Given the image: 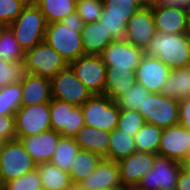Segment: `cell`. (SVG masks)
<instances>
[{
  "mask_svg": "<svg viewBox=\"0 0 190 190\" xmlns=\"http://www.w3.org/2000/svg\"><path fill=\"white\" fill-rule=\"evenodd\" d=\"M181 163L155 154L154 168L140 180L136 190H176Z\"/></svg>",
  "mask_w": 190,
  "mask_h": 190,
  "instance_id": "8",
  "label": "cell"
},
{
  "mask_svg": "<svg viewBox=\"0 0 190 190\" xmlns=\"http://www.w3.org/2000/svg\"><path fill=\"white\" fill-rule=\"evenodd\" d=\"M117 4L124 6H141L140 0H114Z\"/></svg>",
  "mask_w": 190,
  "mask_h": 190,
  "instance_id": "45",
  "label": "cell"
},
{
  "mask_svg": "<svg viewBox=\"0 0 190 190\" xmlns=\"http://www.w3.org/2000/svg\"><path fill=\"white\" fill-rule=\"evenodd\" d=\"M160 93L178 101L190 97V66L171 70Z\"/></svg>",
  "mask_w": 190,
  "mask_h": 190,
  "instance_id": "26",
  "label": "cell"
},
{
  "mask_svg": "<svg viewBox=\"0 0 190 190\" xmlns=\"http://www.w3.org/2000/svg\"><path fill=\"white\" fill-rule=\"evenodd\" d=\"M170 72V67L160 59L144 55L135 70L136 82L149 92L160 93Z\"/></svg>",
  "mask_w": 190,
  "mask_h": 190,
  "instance_id": "17",
  "label": "cell"
},
{
  "mask_svg": "<svg viewBox=\"0 0 190 190\" xmlns=\"http://www.w3.org/2000/svg\"><path fill=\"white\" fill-rule=\"evenodd\" d=\"M176 190H190V170L185 167H181Z\"/></svg>",
  "mask_w": 190,
  "mask_h": 190,
  "instance_id": "43",
  "label": "cell"
},
{
  "mask_svg": "<svg viewBox=\"0 0 190 190\" xmlns=\"http://www.w3.org/2000/svg\"><path fill=\"white\" fill-rule=\"evenodd\" d=\"M47 22L40 8L30 0L8 27L26 52L44 41Z\"/></svg>",
  "mask_w": 190,
  "mask_h": 190,
  "instance_id": "3",
  "label": "cell"
},
{
  "mask_svg": "<svg viewBox=\"0 0 190 190\" xmlns=\"http://www.w3.org/2000/svg\"><path fill=\"white\" fill-rule=\"evenodd\" d=\"M81 108L86 126L110 132L117 127L120 108L116 101H112L109 97L92 95Z\"/></svg>",
  "mask_w": 190,
  "mask_h": 190,
  "instance_id": "5",
  "label": "cell"
},
{
  "mask_svg": "<svg viewBox=\"0 0 190 190\" xmlns=\"http://www.w3.org/2000/svg\"><path fill=\"white\" fill-rule=\"evenodd\" d=\"M103 11L99 22L109 32L113 40L124 39L129 18L135 14L141 6H124L114 0H103Z\"/></svg>",
  "mask_w": 190,
  "mask_h": 190,
  "instance_id": "15",
  "label": "cell"
},
{
  "mask_svg": "<svg viewBox=\"0 0 190 190\" xmlns=\"http://www.w3.org/2000/svg\"><path fill=\"white\" fill-rule=\"evenodd\" d=\"M76 77L92 95H103L106 65L100 55H83L69 64Z\"/></svg>",
  "mask_w": 190,
  "mask_h": 190,
  "instance_id": "11",
  "label": "cell"
},
{
  "mask_svg": "<svg viewBox=\"0 0 190 190\" xmlns=\"http://www.w3.org/2000/svg\"><path fill=\"white\" fill-rule=\"evenodd\" d=\"M24 62L28 73L50 80L69 66L65 59L44 41L25 52Z\"/></svg>",
  "mask_w": 190,
  "mask_h": 190,
  "instance_id": "7",
  "label": "cell"
},
{
  "mask_svg": "<svg viewBox=\"0 0 190 190\" xmlns=\"http://www.w3.org/2000/svg\"><path fill=\"white\" fill-rule=\"evenodd\" d=\"M28 74L25 62H8L0 59V88L11 83H22Z\"/></svg>",
  "mask_w": 190,
  "mask_h": 190,
  "instance_id": "35",
  "label": "cell"
},
{
  "mask_svg": "<svg viewBox=\"0 0 190 190\" xmlns=\"http://www.w3.org/2000/svg\"><path fill=\"white\" fill-rule=\"evenodd\" d=\"M144 55L160 59L171 70L190 66V38L185 33L156 31L145 48Z\"/></svg>",
  "mask_w": 190,
  "mask_h": 190,
  "instance_id": "2",
  "label": "cell"
},
{
  "mask_svg": "<svg viewBox=\"0 0 190 190\" xmlns=\"http://www.w3.org/2000/svg\"><path fill=\"white\" fill-rule=\"evenodd\" d=\"M121 190H136L135 188H123Z\"/></svg>",
  "mask_w": 190,
  "mask_h": 190,
  "instance_id": "52",
  "label": "cell"
},
{
  "mask_svg": "<svg viewBox=\"0 0 190 190\" xmlns=\"http://www.w3.org/2000/svg\"><path fill=\"white\" fill-rule=\"evenodd\" d=\"M51 99V80L28 73L22 82V106L49 103Z\"/></svg>",
  "mask_w": 190,
  "mask_h": 190,
  "instance_id": "22",
  "label": "cell"
},
{
  "mask_svg": "<svg viewBox=\"0 0 190 190\" xmlns=\"http://www.w3.org/2000/svg\"><path fill=\"white\" fill-rule=\"evenodd\" d=\"M155 154L135 151L117 161L121 184L124 188H136L149 170L154 168Z\"/></svg>",
  "mask_w": 190,
  "mask_h": 190,
  "instance_id": "14",
  "label": "cell"
},
{
  "mask_svg": "<svg viewBox=\"0 0 190 190\" xmlns=\"http://www.w3.org/2000/svg\"><path fill=\"white\" fill-rule=\"evenodd\" d=\"M43 13L47 24L60 22L76 11L77 0H33Z\"/></svg>",
  "mask_w": 190,
  "mask_h": 190,
  "instance_id": "30",
  "label": "cell"
},
{
  "mask_svg": "<svg viewBox=\"0 0 190 190\" xmlns=\"http://www.w3.org/2000/svg\"><path fill=\"white\" fill-rule=\"evenodd\" d=\"M79 151L80 147L73 137L61 136L50 162L69 173L71 163Z\"/></svg>",
  "mask_w": 190,
  "mask_h": 190,
  "instance_id": "31",
  "label": "cell"
},
{
  "mask_svg": "<svg viewBox=\"0 0 190 190\" xmlns=\"http://www.w3.org/2000/svg\"><path fill=\"white\" fill-rule=\"evenodd\" d=\"M145 120L139 111L131 109H120L117 128L131 136H135L139 129L145 124Z\"/></svg>",
  "mask_w": 190,
  "mask_h": 190,
  "instance_id": "37",
  "label": "cell"
},
{
  "mask_svg": "<svg viewBox=\"0 0 190 190\" xmlns=\"http://www.w3.org/2000/svg\"><path fill=\"white\" fill-rule=\"evenodd\" d=\"M100 56L106 68L136 70L144 56V50L130 44L125 39H119L107 45Z\"/></svg>",
  "mask_w": 190,
  "mask_h": 190,
  "instance_id": "13",
  "label": "cell"
},
{
  "mask_svg": "<svg viewBox=\"0 0 190 190\" xmlns=\"http://www.w3.org/2000/svg\"><path fill=\"white\" fill-rule=\"evenodd\" d=\"M152 13L157 31L169 34L184 33L187 10L159 3L152 6Z\"/></svg>",
  "mask_w": 190,
  "mask_h": 190,
  "instance_id": "21",
  "label": "cell"
},
{
  "mask_svg": "<svg viewBox=\"0 0 190 190\" xmlns=\"http://www.w3.org/2000/svg\"><path fill=\"white\" fill-rule=\"evenodd\" d=\"M22 83H11L0 88V115H13L22 106Z\"/></svg>",
  "mask_w": 190,
  "mask_h": 190,
  "instance_id": "34",
  "label": "cell"
},
{
  "mask_svg": "<svg viewBox=\"0 0 190 190\" xmlns=\"http://www.w3.org/2000/svg\"><path fill=\"white\" fill-rule=\"evenodd\" d=\"M52 98L81 106L88 100L92 93L76 77L70 66L59 71L51 79Z\"/></svg>",
  "mask_w": 190,
  "mask_h": 190,
  "instance_id": "10",
  "label": "cell"
},
{
  "mask_svg": "<svg viewBox=\"0 0 190 190\" xmlns=\"http://www.w3.org/2000/svg\"><path fill=\"white\" fill-rule=\"evenodd\" d=\"M136 151L134 136H131L118 129L117 127L111 132L108 153L106 159L119 161Z\"/></svg>",
  "mask_w": 190,
  "mask_h": 190,
  "instance_id": "29",
  "label": "cell"
},
{
  "mask_svg": "<svg viewBox=\"0 0 190 190\" xmlns=\"http://www.w3.org/2000/svg\"><path fill=\"white\" fill-rule=\"evenodd\" d=\"M84 21L75 11L60 22L46 26L44 42L56 50L70 64L84 55L81 30Z\"/></svg>",
  "mask_w": 190,
  "mask_h": 190,
  "instance_id": "1",
  "label": "cell"
},
{
  "mask_svg": "<svg viewBox=\"0 0 190 190\" xmlns=\"http://www.w3.org/2000/svg\"><path fill=\"white\" fill-rule=\"evenodd\" d=\"M163 128L145 123L134 136L136 151L158 154Z\"/></svg>",
  "mask_w": 190,
  "mask_h": 190,
  "instance_id": "32",
  "label": "cell"
},
{
  "mask_svg": "<svg viewBox=\"0 0 190 190\" xmlns=\"http://www.w3.org/2000/svg\"><path fill=\"white\" fill-rule=\"evenodd\" d=\"M110 137V131L95 129L86 125L73 136L81 150L94 152L104 159L108 153Z\"/></svg>",
  "mask_w": 190,
  "mask_h": 190,
  "instance_id": "23",
  "label": "cell"
},
{
  "mask_svg": "<svg viewBox=\"0 0 190 190\" xmlns=\"http://www.w3.org/2000/svg\"><path fill=\"white\" fill-rule=\"evenodd\" d=\"M179 124L190 131V97L179 101Z\"/></svg>",
  "mask_w": 190,
  "mask_h": 190,
  "instance_id": "42",
  "label": "cell"
},
{
  "mask_svg": "<svg viewBox=\"0 0 190 190\" xmlns=\"http://www.w3.org/2000/svg\"><path fill=\"white\" fill-rule=\"evenodd\" d=\"M51 129L73 137L85 124L81 106L52 98L49 102Z\"/></svg>",
  "mask_w": 190,
  "mask_h": 190,
  "instance_id": "12",
  "label": "cell"
},
{
  "mask_svg": "<svg viewBox=\"0 0 190 190\" xmlns=\"http://www.w3.org/2000/svg\"><path fill=\"white\" fill-rule=\"evenodd\" d=\"M0 59L8 62H21L25 59L24 50L8 26L0 27Z\"/></svg>",
  "mask_w": 190,
  "mask_h": 190,
  "instance_id": "33",
  "label": "cell"
},
{
  "mask_svg": "<svg viewBox=\"0 0 190 190\" xmlns=\"http://www.w3.org/2000/svg\"><path fill=\"white\" fill-rule=\"evenodd\" d=\"M136 82L135 69L121 70L106 68L104 96L116 101L127 92Z\"/></svg>",
  "mask_w": 190,
  "mask_h": 190,
  "instance_id": "25",
  "label": "cell"
},
{
  "mask_svg": "<svg viewBox=\"0 0 190 190\" xmlns=\"http://www.w3.org/2000/svg\"><path fill=\"white\" fill-rule=\"evenodd\" d=\"M67 190H85L78 183H72Z\"/></svg>",
  "mask_w": 190,
  "mask_h": 190,
  "instance_id": "49",
  "label": "cell"
},
{
  "mask_svg": "<svg viewBox=\"0 0 190 190\" xmlns=\"http://www.w3.org/2000/svg\"><path fill=\"white\" fill-rule=\"evenodd\" d=\"M80 186L85 190H101L107 188L123 189L117 161L102 159L94 172L83 179Z\"/></svg>",
  "mask_w": 190,
  "mask_h": 190,
  "instance_id": "19",
  "label": "cell"
},
{
  "mask_svg": "<svg viewBox=\"0 0 190 190\" xmlns=\"http://www.w3.org/2000/svg\"><path fill=\"white\" fill-rule=\"evenodd\" d=\"M103 158L91 151L81 150L71 163L69 175L72 183H80L96 169Z\"/></svg>",
  "mask_w": 190,
  "mask_h": 190,
  "instance_id": "28",
  "label": "cell"
},
{
  "mask_svg": "<svg viewBox=\"0 0 190 190\" xmlns=\"http://www.w3.org/2000/svg\"><path fill=\"white\" fill-rule=\"evenodd\" d=\"M0 137L6 141H12L16 139L15 116L0 115Z\"/></svg>",
  "mask_w": 190,
  "mask_h": 190,
  "instance_id": "41",
  "label": "cell"
},
{
  "mask_svg": "<svg viewBox=\"0 0 190 190\" xmlns=\"http://www.w3.org/2000/svg\"><path fill=\"white\" fill-rule=\"evenodd\" d=\"M181 165L185 168L190 167V147L186 153L184 160L181 162Z\"/></svg>",
  "mask_w": 190,
  "mask_h": 190,
  "instance_id": "48",
  "label": "cell"
},
{
  "mask_svg": "<svg viewBox=\"0 0 190 190\" xmlns=\"http://www.w3.org/2000/svg\"><path fill=\"white\" fill-rule=\"evenodd\" d=\"M160 0H140V5L144 7H152L158 5Z\"/></svg>",
  "mask_w": 190,
  "mask_h": 190,
  "instance_id": "47",
  "label": "cell"
},
{
  "mask_svg": "<svg viewBox=\"0 0 190 190\" xmlns=\"http://www.w3.org/2000/svg\"><path fill=\"white\" fill-rule=\"evenodd\" d=\"M16 139L51 129L49 103L21 106L15 113Z\"/></svg>",
  "mask_w": 190,
  "mask_h": 190,
  "instance_id": "9",
  "label": "cell"
},
{
  "mask_svg": "<svg viewBox=\"0 0 190 190\" xmlns=\"http://www.w3.org/2000/svg\"><path fill=\"white\" fill-rule=\"evenodd\" d=\"M7 141L5 139H3L2 137H0V152L3 150L4 145Z\"/></svg>",
  "mask_w": 190,
  "mask_h": 190,
  "instance_id": "50",
  "label": "cell"
},
{
  "mask_svg": "<svg viewBox=\"0 0 190 190\" xmlns=\"http://www.w3.org/2000/svg\"><path fill=\"white\" fill-rule=\"evenodd\" d=\"M62 135L52 129L19 139L36 164L50 162Z\"/></svg>",
  "mask_w": 190,
  "mask_h": 190,
  "instance_id": "20",
  "label": "cell"
},
{
  "mask_svg": "<svg viewBox=\"0 0 190 190\" xmlns=\"http://www.w3.org/2000/svg\"><path fill=\"white\" fill-rule=\"evenodd\" d=\"M150 93L151 92L147 91L141 84L135 82L127 92L116 100V103L120 109L138 111L139 108L143 106L145 97H148Z\"/></svg>",
  "mask_w": 190,
  "mask_h": 190,
  "instance_id": "36",
  "label": "cell"
},
{
  "mask_svg": "<svg viewBox=\"0 0 190 190\" xmlns=\"http://www.w3.org/2000/svg\"><path fill=\"white\" fill-rule=\"evenodd\" d=\"M103 8V0H77L76 2V12L84 23L98 21Z\"/></svg>",
  "mask_w": 190,
  "mask_h": 190,
  "instance_id": "40",
  "label": "cell"
},
{
  "mask_svg": "<svg viewBox=\"0 0 190 190\" xmlns=\"http://www.w3.org/2000/svg\"><path fill=\"white\" fill-rule=\"evenodd\" d=\"M4 190H39L42 183L37 168L23 176L5 182L2 185Z\"/></svg>",
  "mask_w": 190,
  "mask_h": 190,
  "instance_id": "38",
  "label": "cell"
},
{
  "mask_svg": "<svg viewBox=\"0 0 190 190\" xmlns=\"http://www.w3.org/2000/svg\"><path fill=\"white\" fill-rule=\"evenodd\" d=\"M30 0H0V27L9 26Z\"/></svg>",
  "mask_w": 190,
  "mask_h": 190,
  "instance_id": "39",
  "label": "cell"
},
{
  "mask_svg": "<svg viewBox=\"0 0 190 190\" xmlns=\"http://www.w3.org/2000/svg\"><path fill=\"white\" fill-rule=\"evenodd\" d=\"M160 4L187 10L190 8V0H160Z\"/></svg>",
  "mask_w": 190,
  "mask_h": 190,
  "instance_id": "44",
  "label": "cell"
},
{
  "mask_svg": "<svg viewBox=\"0 0 190 190\" xmlns=\"http://www.w3.org/2000/svg\"><path fill=\"white\" fill-rule=\"evenodd\" d=\"M84 55H100L113 39L99 21L85 23L81 30Z\"/></svg>",
  "mask_w": 190,
  "mask_h": 190,
  "instance_id": "24",
  "label": "cell"
},
{
  "mask_svg": "<svg viewBox=\"0 0 190 190\" xmlns=\"http://www.w3.org/2000/svg\"><path fill=\"white\" fill-rule=\"evenodd\" d=\"M156 31L152 7L141 6L139 10L129 18L124 39L130 44L145 50Z\"/></svg>",
  "mask_w": 190,
  "mask_h": 190,
  "instance_id": "16",
  "label": "cell"
},
{
  "mask_svg": "<svg viewBox=\"0 0 190 190\" xmlns=\"http://www.w3.org/2000/svg\"><path fill=\"white\" fill-rule=\"evenodd\" d=\"M101 190H121V189H117V188H107V189H101Z\"/></svg>",
  "mask_w": 190,
  "mask_h": 190,
  "instance_id": "51",
  "label": "cell"
},
{
  "mask_svg": "<svg viewBox=\"0 0 190 190\" xmlns=\"http://www.w3.org/2000/svg\"><path fill=\"white\" fill-rule=\"evenodd\" d=\"M36 166L20 140L7 141L0 152V186L36 169Z\"/></svg>",
  "mask_w": 190,
  "mask_h": 190,
  "instance_id": "4",
  "label": "cell"
},
{
  "mask_svg": "<svg viewBox=\"0 0 190 190\" xmlns=\"http://www.w3.org/2000/svg\"><path fill=\"white\" fill-rule=\"evenodd\" d=\"M36 168L45 190H67L72 184L69 173L51 162L37 164Z\"/></svg>",
  "mask_w": 190,
  "mask_h": 190,
  "instance_id": "27",
  "label": "cell"
},
{
  "mask_svg": "<svg viewBox=\"0 0 190 190\" xmlns=\"http://www.w3.org/2000/svg\"><path fill=\"white\" fill-rule=\"evenodd\" d=\"M146 123L167 128L179 123V101L151 92L138 110Z\"/></svg>",
  "mask_w": 190,
  "mask_h": 190,
  "instance_id": "6",
  "label": "cell"
},
{
  "mask_svg": "<svg viewBox=\"0 0 190 190\" xmlns=\"http://www.w3.org/2000/svg\"><path fill=\"white\" fill-rule=\"evenodd\" d=\"M184 33L190 38V8L187 9Z\"/></svg>",
  "mask_w": 190,
  "mask_h": 190,
  "instance_id": "46",
  "label": "cell"
},
{
  "mask_svg": "<svg viewBox=\"0 0 190 190\" xmlns=\"http://www.w3.org/2000/svg\"><path fill=\"white\" fill-rule=\"evenodd\" d=\"M190 147V131L181 124L163 128L158 155L182 162Z\"/></svg>",
  "mask_w": 190,
  "mask_h": 190,
  "instance_id": "18",
  "label": "cell"
}]
</instances>
